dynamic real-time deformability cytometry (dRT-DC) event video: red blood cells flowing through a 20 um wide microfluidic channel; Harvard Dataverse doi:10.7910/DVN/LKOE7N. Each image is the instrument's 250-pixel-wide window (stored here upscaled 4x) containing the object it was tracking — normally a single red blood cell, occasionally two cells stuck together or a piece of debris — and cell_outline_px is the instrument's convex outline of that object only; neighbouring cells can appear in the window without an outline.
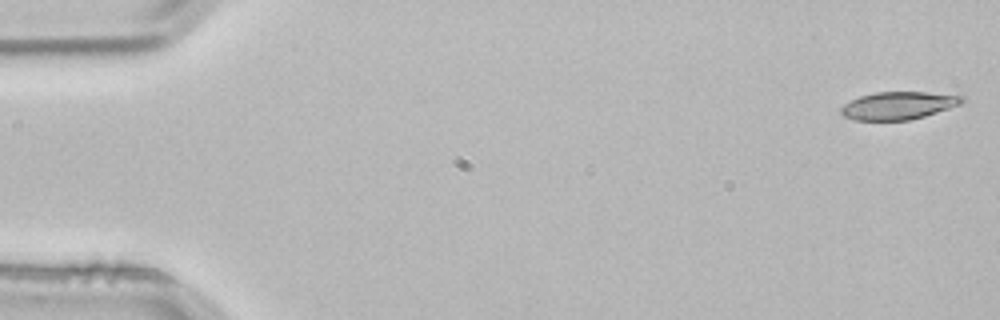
{"species": "common noctule bat (a hibernating species)", "species_latin": "Nyctalus noctula", "temperature_condition": "room temperature", "stored_images_in_passage": 5, "segment_of_instrument_passage": [1, 2], "camera_frame_rate_fps": 3000, "um_per_image_px": 0.085, "animal": {"sex": "male", "body_mass_g": 21.5, "forearm_length_mm": 52.0}, "frame": {"image": 1, "passage_image": 1, "time_ms": 0.0, "image_size_px": [1000, 320], "cell_outline_px": [[964, 100], [960, 104], [924, 116], [908, 120], [852, 120], [844, 116], [840, 112], [840, 108], [844, 104], [860, 96], [876, 92], [924, 92], [964, 96]], "centroid_in_image_um": [76.32, 8.97], "position_along_channel_um": 8.7, "area_um2": 19.31}}
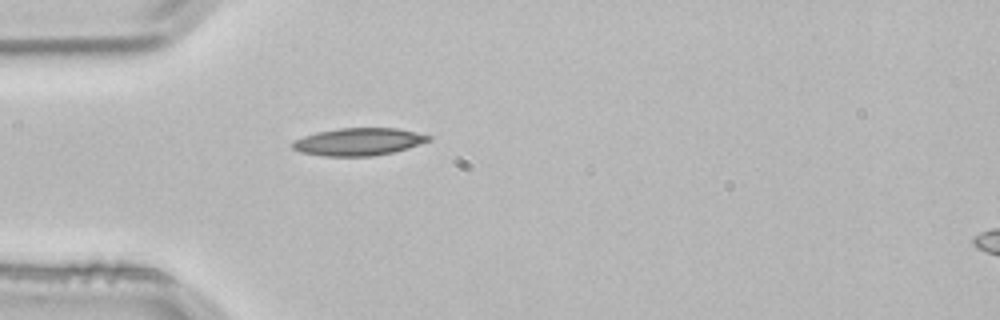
{"frame": {"image": 2, "passage_image": 4, "time_ms": 1.0, "image_size_px": [1000, 320], "cell_outline_px": [[432, 140], [408, 148], [392, 152], [372, 156], [324, 156], [300, 152], [292, 148], [292, 144], [296, 140], [304, 136], [316, 132], [336, 128], [400, 128], [432, 136]], "centroid_in_image_um": [30.51, 12.04], "position_along_channel_um": 54.5, "area_um2": 21.85}}